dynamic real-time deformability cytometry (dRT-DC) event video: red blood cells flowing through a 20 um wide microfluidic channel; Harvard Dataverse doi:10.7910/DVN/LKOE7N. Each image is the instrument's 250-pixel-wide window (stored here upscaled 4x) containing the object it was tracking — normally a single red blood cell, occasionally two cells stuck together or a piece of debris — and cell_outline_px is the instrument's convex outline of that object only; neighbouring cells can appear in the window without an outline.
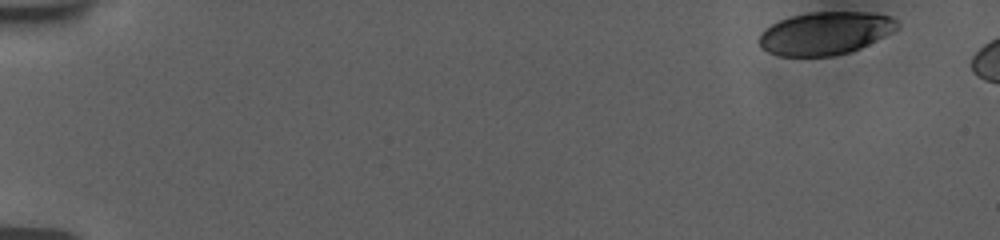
{"species": "human", "species_latin": "Homo sapiens", "temperature_condition": "room temperature", "stored_images_in_passage": 8, "camera_frame_rate_fps": 3000, "um_per_image_px": 0.085, "donor": {"sex": "female"}, "frame": {"image": 1, "passage_image": 1, "time_ms": 0.0, "image_size_px": [1000, 240], "cell_outline_px": [[900, 28], [852, 52], [832, 56], [780, 56], [768, 52], [760, 48], [760, 36], [764, 28], [780, 20], [792, 16], [808, 12], [868, 12], [892, 16], [900, 24]], "centroid_in_image_um": [70.16, 2.82], "position_along_channel_um": 14.8, "area_um2": 34.62}}